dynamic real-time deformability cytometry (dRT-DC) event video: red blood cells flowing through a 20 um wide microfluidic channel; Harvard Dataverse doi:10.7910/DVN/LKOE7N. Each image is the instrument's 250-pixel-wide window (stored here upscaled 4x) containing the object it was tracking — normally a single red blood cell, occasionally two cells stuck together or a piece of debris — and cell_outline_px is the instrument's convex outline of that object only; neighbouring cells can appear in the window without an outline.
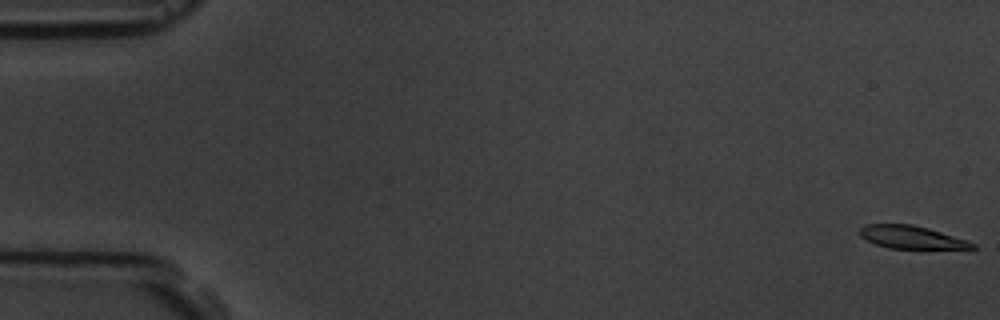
{"species": "common noctule bat (a hibernating species)", "species_latin": "Nyctalus noctula", "temperature_condition": "room temperature", "stored_images_in_passage": 4, "camera_frame_rate_fps": 3000, "um_per_image_px": 0.085, "animal": {"sex": "male", "body_mass_g": 19.5, "forearm_length_mm": 54.6}, "frame": {"image": 1, "passage_image": 1, "time_ms": 0.0, "image_size_px": [1000, 320], "cell_outline_px": [[976, 248], [888, 248], [876, 244], [860, 236], [860, 228], [864, 224], [912, 224], [928, 228], [968, 240], [976, 244]], "centroid_in_image_um": [77.47, 20.15], "position_along_channel_um": 7.5, "area_um2": 14.8}}